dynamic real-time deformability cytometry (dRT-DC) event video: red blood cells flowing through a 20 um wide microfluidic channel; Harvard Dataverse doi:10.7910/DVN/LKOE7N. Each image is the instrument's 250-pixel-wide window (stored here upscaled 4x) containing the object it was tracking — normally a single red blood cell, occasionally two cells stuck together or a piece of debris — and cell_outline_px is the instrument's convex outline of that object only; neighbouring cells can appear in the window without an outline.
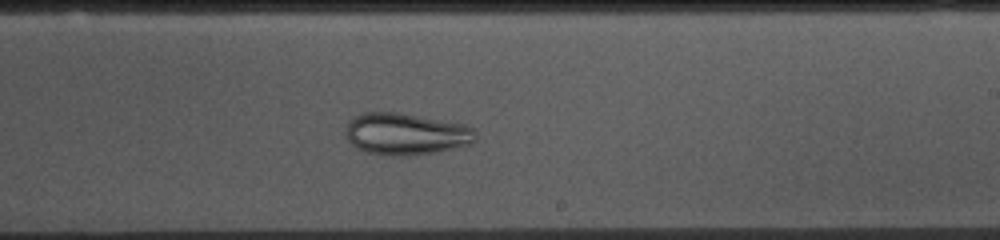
{"species": "common noctule bat (a hibernating species)", "species_latin": "Nyctalus noctula", "temperature_condition": "cold", "stored_images_in_passage": 53, "camera_frame_rate_fps": 3000, "um_per_image_px": 0.085, "animal": {"sex": "female", "body_mass_g": 10.0, "forearm_length_mm": 53.1}, "frame": {"image": 1, "passage_image": 30, "time_ms": 9.667, "image_size_px": [1000, 240], "cell_outline_px": [[476, 140], [472, 144], [432, 152], [404, 156], [392, 156], [368, 152], [356, 148], [348, 140], [344, 132], [344, 128], [348, 120], [352, 116], [364, 112], [400, 112], [464, 124], [472, 128], [476, 132]], "centroid_in_image_um": [34.45, 11.37], "position_along_channel_um": 254.5, "area_um2": 31.91}}
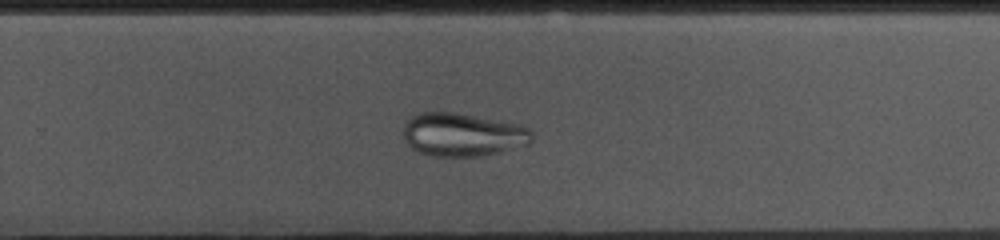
{"frame": {"image": 2, "passage_image": 33, "time_ms": 10.667, "image_size_px": [1000, 240], "cell_outline_px": [[532, 140], [528, 144], [500, 152], [480, 156], [432, 156], [420, 152], [412, 148], [404, 140], [404, 120], [416, 112], [456, 112], [524, 124], [532, 132]], "centroid_in_image_um": [39.33, 11.42], "position_along_channel_um": 290.5, "area_um2": 32.95}}
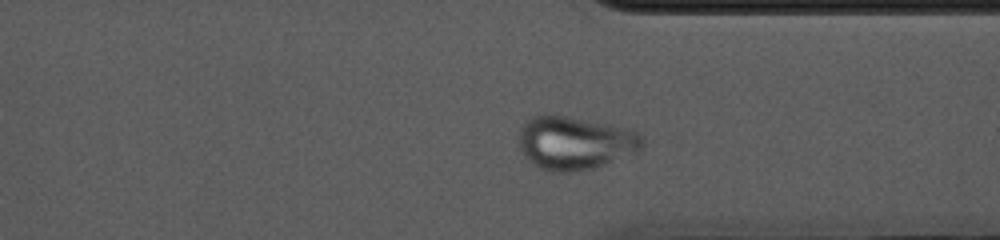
{"frame": {"image": 3, "passage_image": 39, "time_ms": 12.667, "image_size_px": [1000, 240], "cell_outline_px": [[640, 148], [636, 152], [596, 168], [576, 172], [548, 172], [532, 164], [524, 156], [520, 148], [520, 128], [532, 116], [564, 116], [632, 128], [640, 132]], "centroid_in_image_um": [48.87, 12.18], "position_along_channel_um": 362.5, "area_um2": 38.15}}